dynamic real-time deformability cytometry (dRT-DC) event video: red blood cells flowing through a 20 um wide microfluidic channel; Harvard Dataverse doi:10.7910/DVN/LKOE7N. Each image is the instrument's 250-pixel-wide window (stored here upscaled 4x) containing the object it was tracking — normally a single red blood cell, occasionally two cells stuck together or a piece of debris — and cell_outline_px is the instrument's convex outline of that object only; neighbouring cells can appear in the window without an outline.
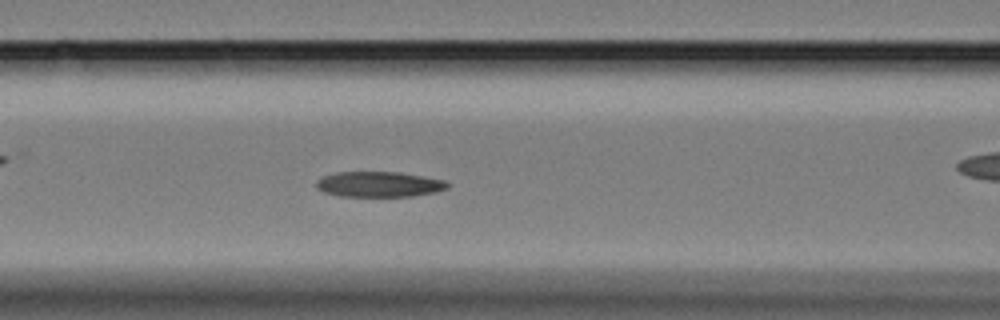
{"species": "Egyptian fruit bat (a non-hibernating species)", "species_latin": "Rousettus aegyptiacus", "temperature_condition": "cold", "stored_images_in_passage": 61, "camera_frame_rate_fps": 3000, "um_per_image_px": 0.085, "animal": {"sex": "female"}, "frame": {"image": 1, "passage_image": 25, "time_ms": 8.0, "image_size_px": [1000, 320], "cell_outline_px": [[448, 188], [436, 192], [412, 196], [340, 196], [324, 192], [316, 188], [316, 180], [320, 176], [336, 172], [400, 172], [444, 180], [448, 184]], "centroid_in_image_um": [32.17, 15.66], "position_along_channel_um": 134.4, "area_um2": 19.48}}
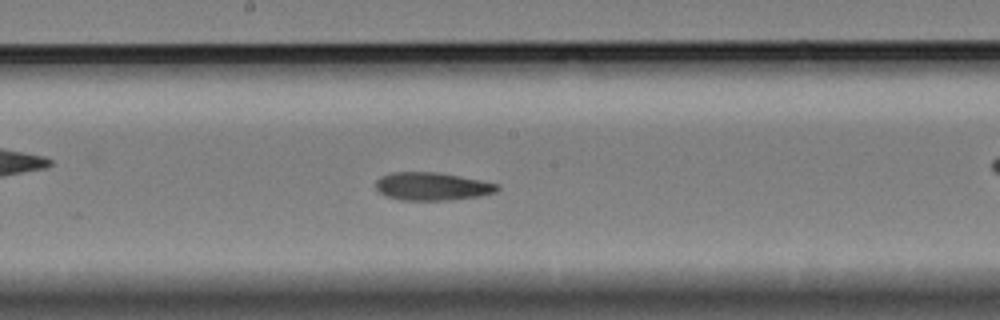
{"frame": {"image": 2, "passage_image": 32, "time_ms": 10.333, "image_size_px": [1000, 320], "cell_outline_px": [[500, 188], [496, 192], [480, 196], [452, 200], [400, 200], [384, 196], [376, 188], [376, 180], [380, 176], [392, 172], [436, 172], [480, 180], [500, 184]], "centroid_in_image_um": [36.72, 15.85], "position_along_channel_um": 211.5, "area_um2": 19.94}}
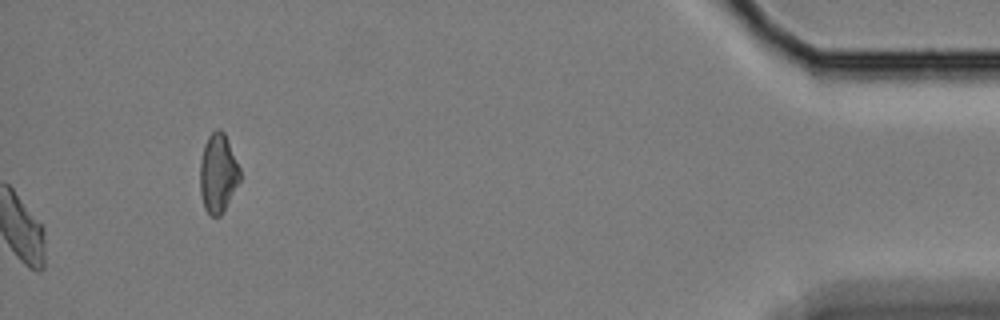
{"frame": {"image": 3, "passage_image": 61, "time_ms": 20.0, "image_size_px": [1000, 320], "cell_outline_px": [[240, 180], [224, 212], [220, 216], [212, 216], [204, 208], [200, 192], [200, 160], [204, 144], [208, 136], [216, 128], [220, 128], [224, 132], [240, 168]], "centroid_in_image_um": [18.53, 14.72], "position_along_channel_um": 416.7, "area_um2": 18.5}, "authors_computed_cell_mechanics": {"area_um2": 19.9988, "velocity_mm_per_s": 3.309, "shape_relaxation_time_tau1_ms": 8.987, "shape_relaxation_time_tau2_ms": 7.7392, "deformation_change_tau1": 0.1806, "deformation_change_tau2": 0.1327}}